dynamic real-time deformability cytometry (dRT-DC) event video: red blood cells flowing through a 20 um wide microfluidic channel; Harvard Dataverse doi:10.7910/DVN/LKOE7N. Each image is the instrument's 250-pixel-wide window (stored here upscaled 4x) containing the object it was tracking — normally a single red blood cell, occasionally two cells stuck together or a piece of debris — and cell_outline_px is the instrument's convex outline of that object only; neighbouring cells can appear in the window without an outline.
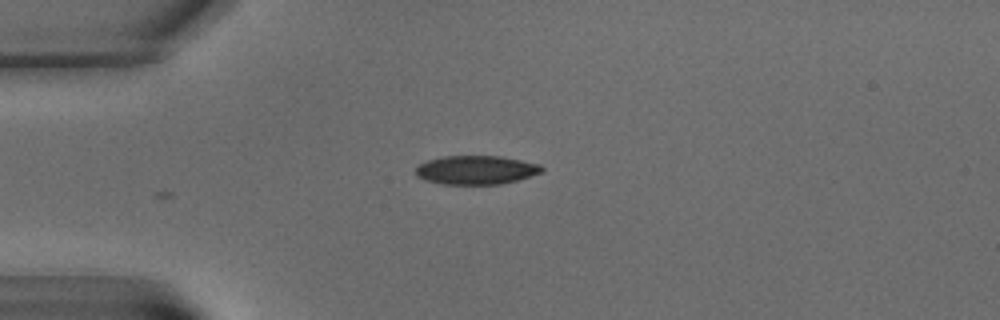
{"species": "common noctule bat (a hibernating species)", "species_latin": "Nyctalus noctula", "temperature_condition": "warm", "stored_images_in_passage": 5, "camera_frame_rate_fps": 3000, "um_per_image_px": 0.085, "animal": {"sex": "male", "body_mass_g": 15.6}, "frame": {"image": 1, "passage_image": 5, "time_ms": 5.667, "image_size_px": [1000, 320], "cell_outline_px": [[544, 172], [516, 180], [500, 184], [440, 184], [416, 176], [416, 168], [420, 164], [428, 160], [440, 156], [500, 156], [540, 164], [544, 168]], "centroid_in_image_um": [40.48, 14.44], "position_along_channel_um": 44.5, "area_um2": 21.1}}